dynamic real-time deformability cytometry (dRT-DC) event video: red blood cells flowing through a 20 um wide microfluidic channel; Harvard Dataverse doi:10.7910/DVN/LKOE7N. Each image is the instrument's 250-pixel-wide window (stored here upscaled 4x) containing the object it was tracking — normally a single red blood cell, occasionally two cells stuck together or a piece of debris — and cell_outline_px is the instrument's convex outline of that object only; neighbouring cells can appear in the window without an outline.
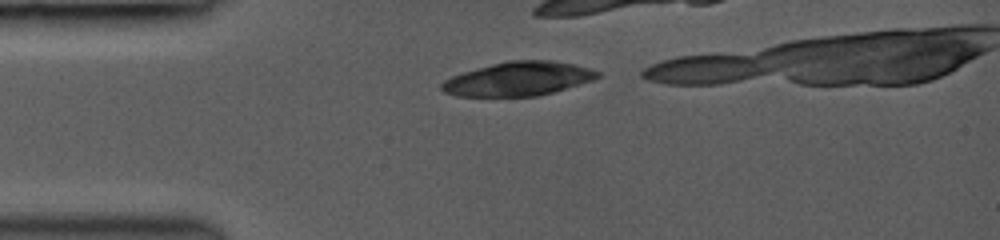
{"species": "common noctule bat (a hibernating species)", "species_latin": "Nyctalus noctula", "temperature_condition": "room temperature", "stored_images_in_passage": 12, "camera_frame_rate_fps": 3000, "um_per_image_px": 0.085, "animal": {"sex": "female", "body_mass_g": 19.0, "forearm_length_mm": 53.3}, "frame": {"image": 1, "passage_image": 1, "time_ms": 0.0, "image_size_px": [1000, 240], "cell_outline_px": [[600, 76], [592, 80], [580, 84], [552, 92], [536, 96], [456, 96], [444, 92], [440, 88], [440, 84], [444, 80], [452, 76], [464, 72], [492, 64], [508, 60], [552, 60], [572, 64], [588, 68], [600, 72]], "centroid_in_image_um": [44.03, 6.7], "position_along_channel_um": 41.0, "area_um2": 30.58}}